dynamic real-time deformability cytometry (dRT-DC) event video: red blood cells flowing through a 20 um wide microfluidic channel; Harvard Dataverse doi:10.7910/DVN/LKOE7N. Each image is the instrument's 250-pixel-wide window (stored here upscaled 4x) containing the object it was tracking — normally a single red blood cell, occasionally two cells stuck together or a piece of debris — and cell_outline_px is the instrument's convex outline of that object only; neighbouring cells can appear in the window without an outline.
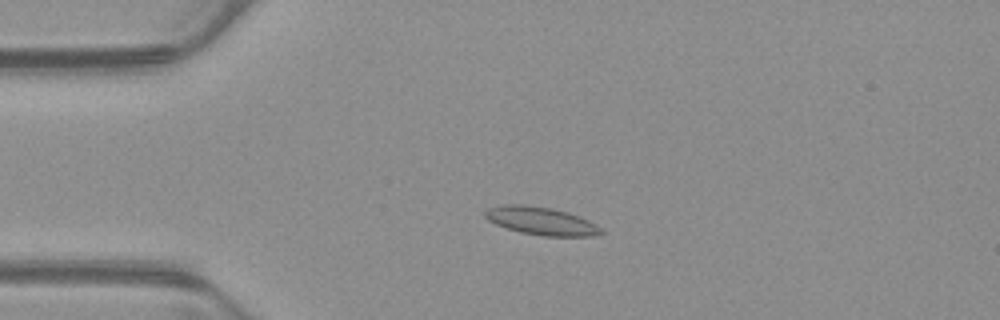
{"species": "common noctule bat (a hibernating species)", "species_latin": "Nyctalus noctula", "temperature_condition": "warm", "stored_images_in_passage": 54, "camera_frame_rate_fps": 3000, "um_per_image_px": 0.085, "animal": {"sex": "male", "body_mass_g": 23.1, "forearm_length_mm": 52.7}, "frame": {"image": 1, "passage_image": 13, "time_ms": 4.0, "image_size_px": [1000, 320], "cell_outline_px": [[604, 232], [592, 236], [544, 236], [520, 232], [496, 224], [488, 220], [484, 216], [484, 212], [488, 208], [500, 204], [524, 204], [552, 208], [568, 212], [580, 216], [596, 224]], "centroid_in_image_um": [45.98, 18.76], "position_along_channel_um": 39.0, "area_um2": 18.96}}
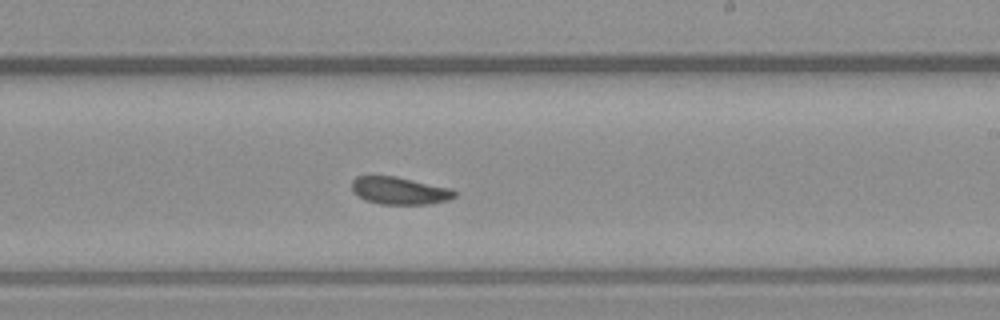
{"frame": {"image": 2, "passage_image": 32, "time_ms": 10.333, "image_size_px": [1000, 320], "cell_outline_px": [[456, 196], [448, 200], [432, 204], [380, 204], [364, 200], [352, 192], [352, 180], [356, 176], [396, 176], [452, 188], [456, 192]], "centroid_in_image_um": [33.96, 16.21], "position_along_channel_um": 255.0, "area_um2": 16.65}}
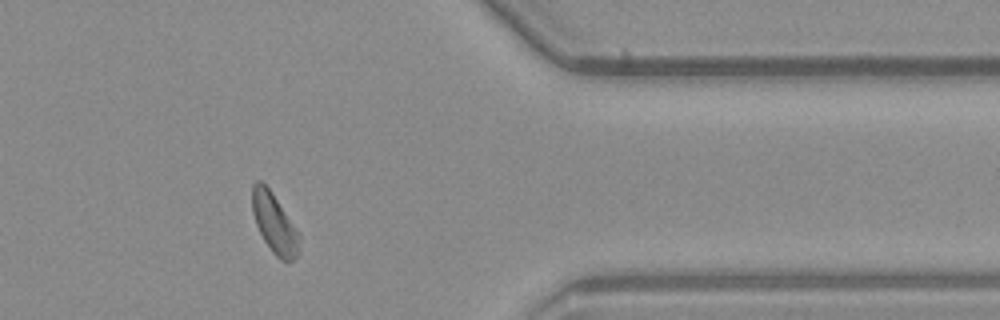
{"frame": {"image": 3, "passage_image": 44, "time_ms": 14.333, "image_size_px": [1000, 320], "cell_outline_px": [[300, 252], [292, 260], [280, 260], [272, 252], [264, 240], [256, 224], [252, 212], [252, 184], [256, 180], [260, 180], [272, 192], [296, 228], [300, 236]], "centroid_in_image_um": [23.32, 18.98], "position_along_channel_um": 388.1, "area_um2": 16.36}, "authors_computed_cell_mechanics": {"area_um2": 16.9932, "velocity_mm_per_s": 3.8508, "shape_relaxation_time_tau1_ms": 8.8961, "shape_relaxation_time_tau2_ms": null, "deformation_change_tau1": 0.1248, "deformation_change_tau2": null}}